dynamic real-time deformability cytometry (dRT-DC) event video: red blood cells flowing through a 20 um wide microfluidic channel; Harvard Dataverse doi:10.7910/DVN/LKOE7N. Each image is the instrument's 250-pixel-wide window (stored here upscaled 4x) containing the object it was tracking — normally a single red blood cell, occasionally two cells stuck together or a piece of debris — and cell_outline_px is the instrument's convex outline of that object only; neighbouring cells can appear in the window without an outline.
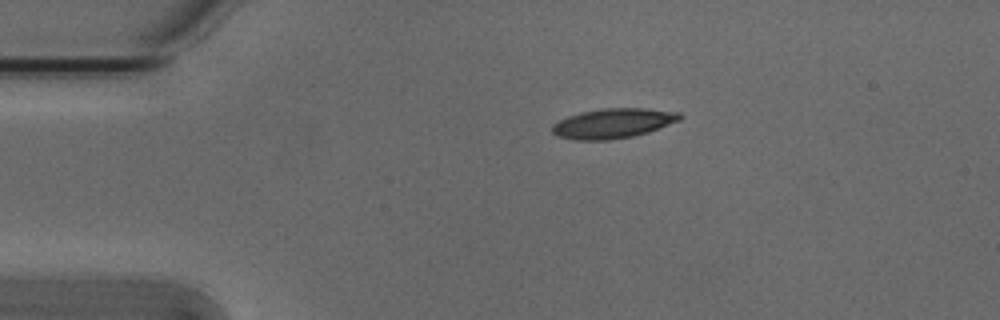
{"species": "Egyptian fruit bat (a non-hibernating species)", "species_latin": "Rousettus aegyptiacus", "temperature_condition": "cold", "stored_images_in_passage": 44, "camera_frame_rate_fps": 3000, "um_per_image_px": 0.085, "animal": {"sex": "male"}, "frame": {"image": 1, "passage_image": 1, "time_ms": 0.0, "image_size_px": [1000, 320], "cell_outline_px": [[684, 116], [680, 120], [648, 132], [632, 136], [608, 140], [576, 140], [556, 136], [552, 132], [552, 124], [568, 116], [580, 112], [600, 108], [644, 108], [680, 112]], "centroid_in_image_um": [52.11, 10.47], "position_along_channel_um": 32.9, "area_um2": 22.25}}
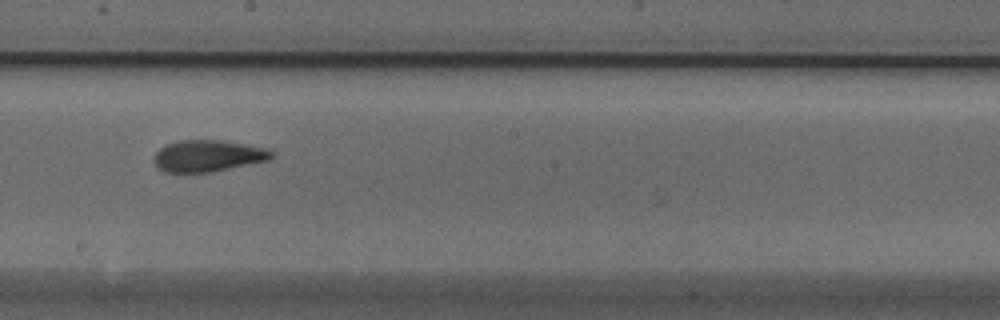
{"frame": {"image": 2, "passage_image": 20, "time_ms": 6.333, "image_size_px": [1000, 320], "cell_outline_px": [[276, 156], [268, 160], [208, 172], [164, 172], [152, 160], [156, 152], [164, 144], [176, 140], [220, 140], [244, 144], [264, 148], [276, 152]], "centroid_in_image_um": [17.65, 13.23], "position_along_channel_um": 230.5, "area_um2": 21.56}}
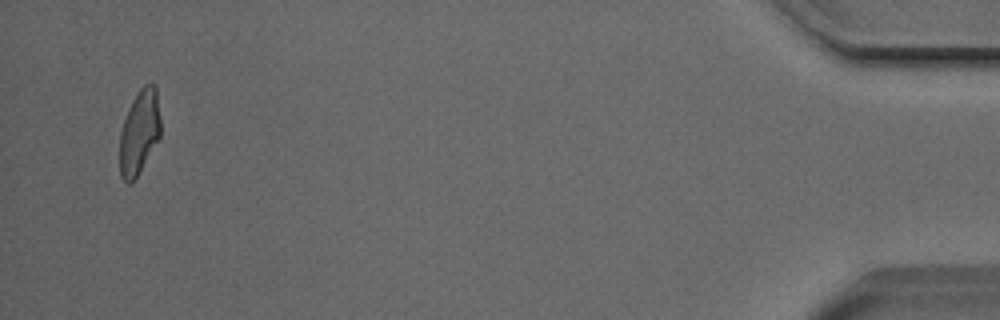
{"frame": {"image": 3, "passage_image": 42, "time_ms": 13.667, "image_size_px": [1000, 320], "cell_outline_px": [[160, 136], [136, 176], [128, 184], [120, 176], [120, 132], [128, 108], [132, 100], [140, 88], [144, 84], [152, 84], [156, 88], [160, 116]], "centroid_in_image_um": [11.84, 11.2], "position_along_channel_um": 423.4, "area_um2": 19.71}, "authors_computed_cell_mechanics": {"area_um2": 21.5594, "velocity_mm_per_s": 3.8296, "shape_relaxation_time_tau1_ms": 5.0012, "shape_relaxation_time_tau2_ms": 2.1948, "deformation_change_tau1": 0.1688, "deformation_change_tau2": 0.1017}}